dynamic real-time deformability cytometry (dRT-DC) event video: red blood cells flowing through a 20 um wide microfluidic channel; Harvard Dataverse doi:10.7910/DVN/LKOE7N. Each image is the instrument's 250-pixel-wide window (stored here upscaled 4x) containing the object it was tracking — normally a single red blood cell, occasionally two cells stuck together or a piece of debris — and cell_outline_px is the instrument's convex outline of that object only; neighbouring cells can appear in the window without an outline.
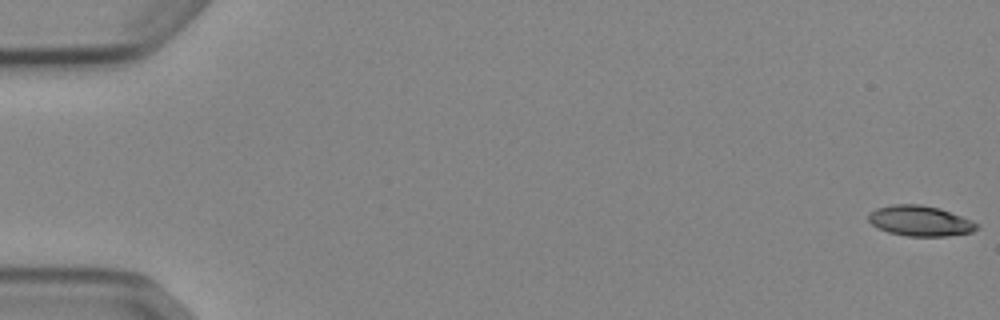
{"species": "Egyptian fruit bat (a non-hibernating species)", "species_latin": "Rousettus aegyptiacus", "temperature_condition": "cold", "stored_images_in_passage": 53, "camera_frame_rate_fps": 3000, "um_per_image_px": 0.085, "animal": {"sex": "female"}, "frame": {"image": 1, "passage_image": 1, "time_ms": 0.0, "image_size_px": [1000, 320], "cell_outline_px": [[980, 228], [972, 232], [948, 236], [908, 236], [888, 232], [872, 224], [868, 220], [868, 216], [876, 208], [892, 204], [920, 204], [940, 208], [972, 220], [980, 224]], "centroid_in_image_um": [78.26, 18.77], "position_along_channel_um": 6.7, "area_um2": 19.25}}
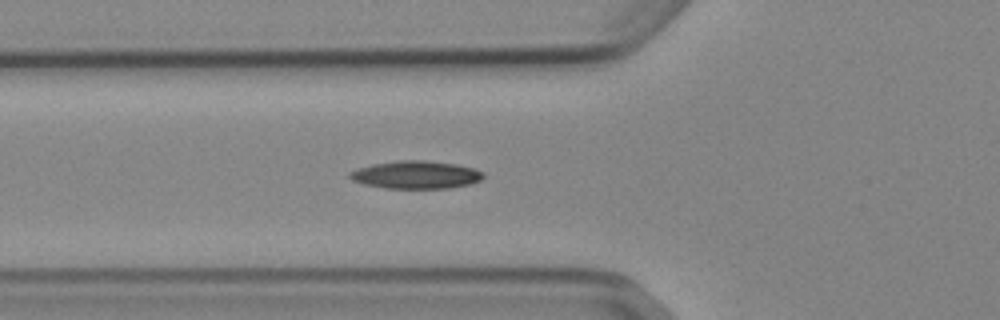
{"frame": {"image": 2, "passage_image": 20, "time_ms": 6.333, "image_size_px": [1000, 320], "cell_outline_px": [[484, 176], [480, 180], [472, 184], [448, 188], [384, 188], [364, 184], [352, 180], [348, 176], [348, 172], [356, 168], [372, 164], [396, 160], [424, 160], [456, 164], [472, 168], [484, 172]], "centroid_in_image_um": [35.32, 14.85], "position_along_channel_um": 90.5, "area_um2": 21.79}}
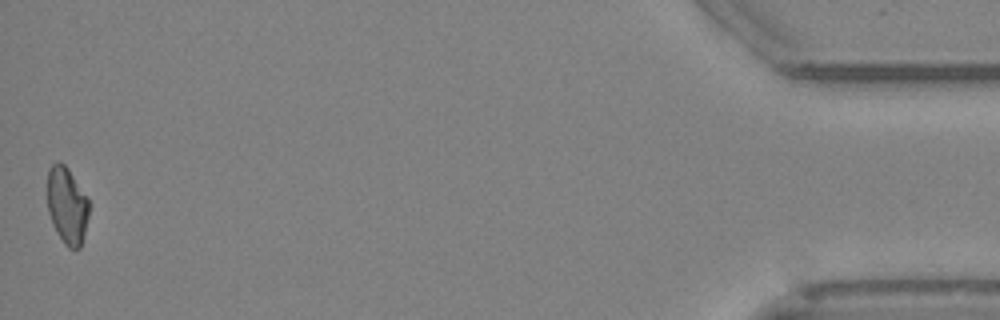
{"frame": {"image": 3, "passage_image": 53, "time_ms": 17.333, "image_size_px": [1000, 320], "cell_outline_px": [[88, 216], [80, 248], [68, 248], [64, 244], [56, 232], [52, 224], [48, 212], [48, 168], [52, 164], [60, 160], [68, 168], [88, 196]], "centroid_in_image_um": [5.69, 17.44], "position_along_channel_um": 429.5, "area_um2": 18.73}}